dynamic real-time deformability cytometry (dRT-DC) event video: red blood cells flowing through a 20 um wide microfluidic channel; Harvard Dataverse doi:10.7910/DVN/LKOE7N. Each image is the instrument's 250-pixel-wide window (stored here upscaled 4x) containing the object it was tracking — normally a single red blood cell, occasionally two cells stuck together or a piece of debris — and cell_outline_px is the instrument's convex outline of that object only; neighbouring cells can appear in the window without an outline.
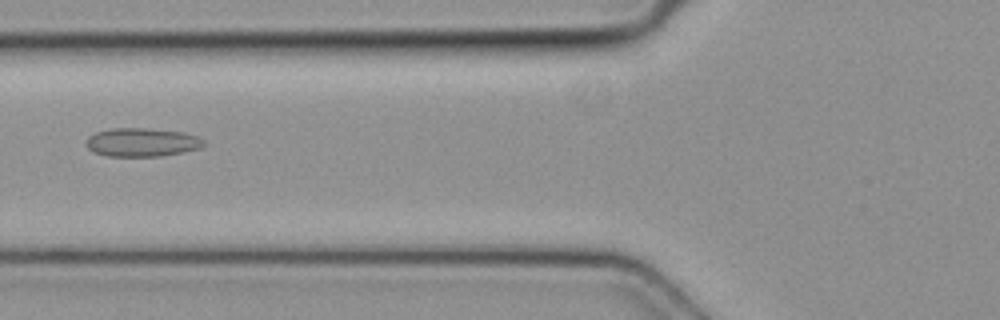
{"species": "common noctule bat (a hibernating species)", "species_latin": "Nyctalus noctula", "temperature_condition": "cold", "stored_images_in_passage": 4, "camera_frame_rate_fps": 3000, "um_per_image_px": 0.085, "animal": {"sex": "female", "body_mass_g": 19.3, "forearm_length_mm": 54.1}, "frame": {"image": 1, "passage_image": 3, "time_ms": 0.667, "image_size_px": [1000, 320], "cell_outline_px": [[204, 144], [200, 148], [160, 156], [108, 156], [92, 152], [88, 148], [88, 136], [96, 132], [112, 128], [144, 128], [184, 132], [196, 136], [204, 140]], "centroid_in_image_um": [12.05, 12.09], "position_along_channel_um": 113.7, "area_um2": 19.36}}
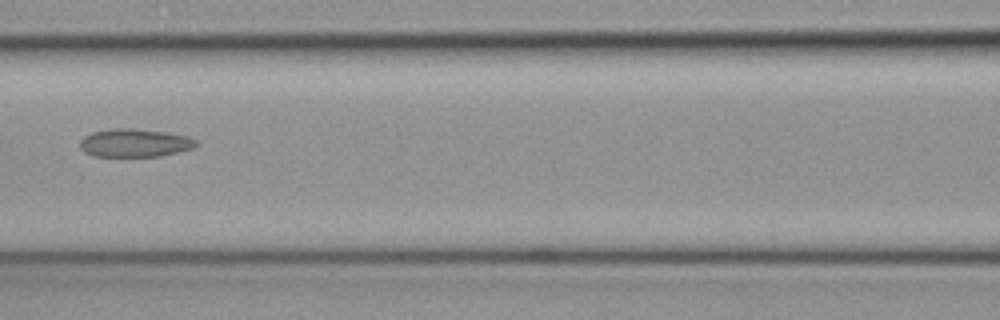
{"frame": {"image": 2, "passage_image": 4, "time_ms": 1.0, "image_size_px": [1000, 320], "cell_outline_px": [[196, 144], [192, 148], [160, 156], [96, 156], [84, 152], [80, 148], [80, 140], [84, 136], [92, 132], [112, 128], [132, 128], [164, 132], [188, 136], [196, 140]], "centroid_in_image_um": [11.41, 12.14], "position_along_channel_um": 155.2, "area_um2": 18.9}}